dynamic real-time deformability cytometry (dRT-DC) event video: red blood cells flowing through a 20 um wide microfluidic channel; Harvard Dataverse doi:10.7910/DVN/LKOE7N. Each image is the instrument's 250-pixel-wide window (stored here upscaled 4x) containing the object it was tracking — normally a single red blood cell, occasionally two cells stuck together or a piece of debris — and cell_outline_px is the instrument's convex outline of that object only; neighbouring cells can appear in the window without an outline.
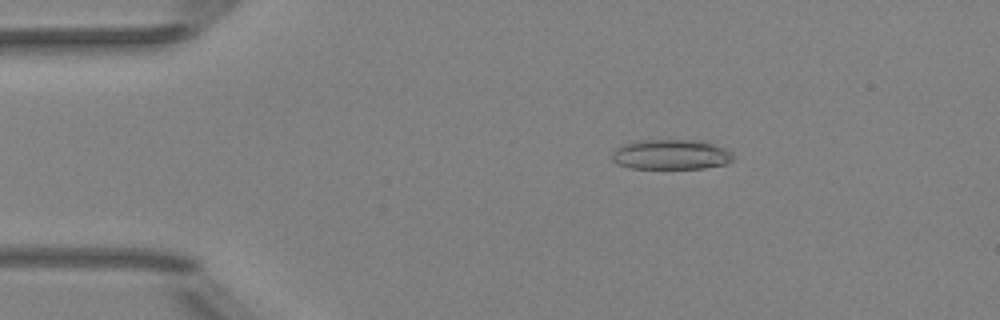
{"species": "Egyptian fruit bat (a non-hibernating species)", "species_latin": "Rousettus aegyptiacus", "temperature_condition": "room temperature", "stored_images_in_passage": 8, "camera_frame_rate_fps": 3000, "um_per_image_px": 0.085, "animal": {"sex": "female"}, "frame": {"image": 1, "passage_image": 3, "time_ms": 2.333, "image_size_px": [1000, 320], "cell_outline_px": [[736, 156], [732, 160], [724, 164], [704, 168], [628, 168], [616, 164], [612, 160], [612, 152], [616, 148], [624, 144], [640, 140], [704, 140], [716, 144], [732, 152]], "centroid_in_image_um": [57.05, 13.13], "position_along_channel_um": 28.0, "area_um2": 21.44}}
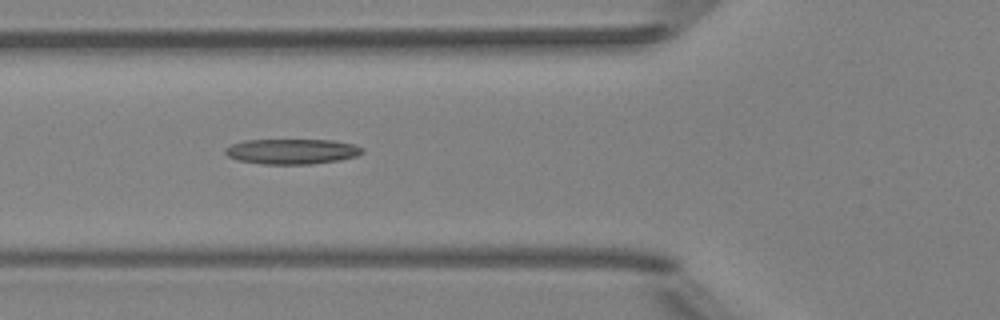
{"frame": {"image": 2, "passage_image": 6, "time_ms": 5.667, "image_size_px": [1000, 320], "cell_outline_px": [[364, 152], [356, 156], [340, 160], [312, 164], [264, 164], [236, 160], [228, 156], [224, 152], [224, 148], [232, 144], [244, 140], [332, 140], [352, 144], [364, 148]], "centroid_in_image_um": [24.8, 12.87], "position_along_channel_um": 101.0, "area_um2": 20.23}}
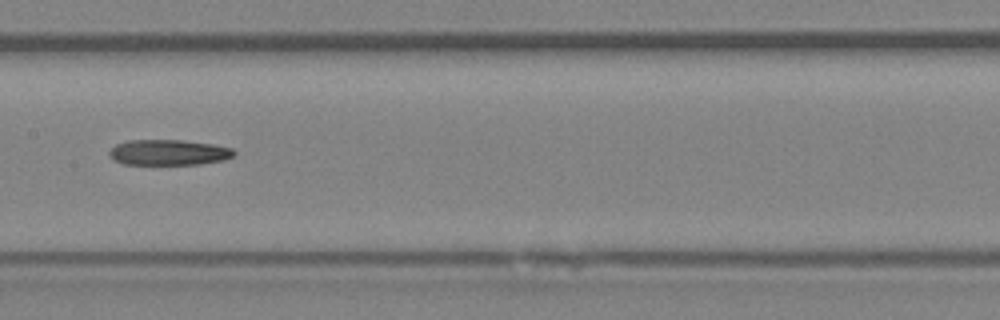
{"frame": {"image": 3, "passage_image": 8, "time_ms": 8.0, "image_size_px": [1000, 320], "cell_outline_px": [[236, 156], [224, 160], [200, 164], [124, 164], [112, 160], [108, 156], [108, 152], [116, 144], [128, 140], [180, 140], [212, 144], [232, 148], [236, 152]], "centroid_in_image_um": [14.33, 12.96], "position_along_channel_um": 193.1, "area_um2": 18.73}}